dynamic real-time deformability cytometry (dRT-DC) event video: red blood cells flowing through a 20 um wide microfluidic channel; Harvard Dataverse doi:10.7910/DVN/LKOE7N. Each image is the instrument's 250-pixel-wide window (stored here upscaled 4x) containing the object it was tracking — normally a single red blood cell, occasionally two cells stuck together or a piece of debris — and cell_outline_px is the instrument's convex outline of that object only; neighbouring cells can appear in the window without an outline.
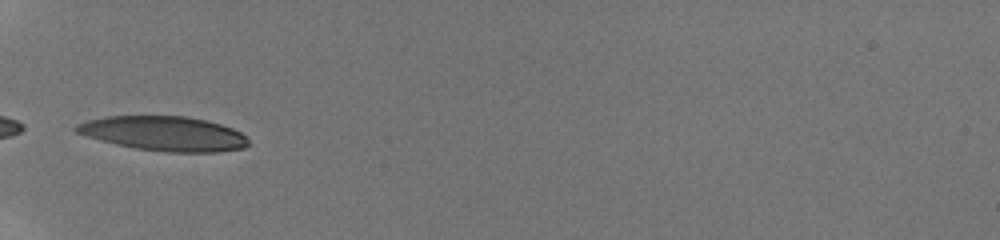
{"species": "human", "species_latin": "Homo sapiens", "temperature_condition": "room temperature", "stored_images_in_passage": 7, "camera_frame_rate_fps": 3000, "um_per_image_px": 0.085, "donor": {"sex": "male"}, "frame": {"image": 1, "passage_image": 1, "time_ms": 0.0, "image_size_px": [1000, 240], "cell_outline_px": [[252, 144], [244, 148], [216, 152], [164, 152], [136, 148], [116, 144], [100, 140], [76, 132], [72, 128], [76, 124], [88, 120], [108, 116], [188, 116], [220, 124], [232, 128], [240, 132]], "centroid_in_image_um": [13.95, 11.35], "position_along_channel_um": 71.1, "area_um2": 34.62}}
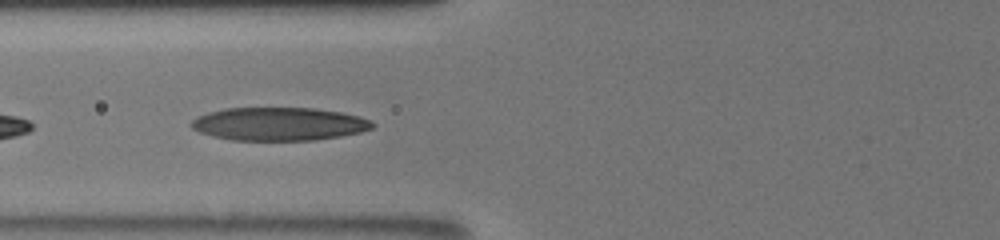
{"frame": {"image": 2, "passage_image": 5, "time_ms": 1.0, "image_size_px": [1000, 240], "cell_outline_px": [[376, 124], [372, 128], [360, 132], [340, 136], [316, 140], [232, 140], [212, 136], [200, 132], [192, 128], [192, 120], [196, 116], [208, 112], [224, 108], [312, 108], [340, 112], [360, 116], [372, 120]], "centroid_in_image_um": [23.72, 10.53], "position_along_channel_um": 102.1, "area_um2": 35.08}}